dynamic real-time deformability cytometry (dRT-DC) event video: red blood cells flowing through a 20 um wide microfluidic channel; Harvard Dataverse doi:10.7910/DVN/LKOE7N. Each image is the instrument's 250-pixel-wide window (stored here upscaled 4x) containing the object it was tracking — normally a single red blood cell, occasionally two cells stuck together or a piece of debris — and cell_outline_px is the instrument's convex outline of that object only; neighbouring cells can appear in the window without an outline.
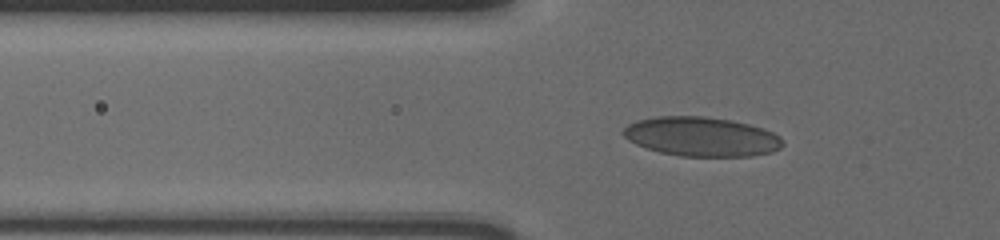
{"species": "human", "species_latin": "Homo sapiens", "temperature_condition": "cold", "stored_images_in_passage": 40, "camera_frame_rate_fps": 3000, "um_per_image_px": 0.085, "donor": {"sex": "male"}, "frame": {"image": 1, "passage_image": 3, "time_ms": 0.667, "image_size_px": [1000, 240], "cell_outline_px": [[784, 144], [780, 148], [772, 152], [752, 156], [680, 156], [660, 152], [636, 144], [628, 140], [620, 132], [628, 124], [636, 120], [656, 116], [704, 116], [728, 120], [748, 124], [764, 128], [780, 136]], "centroid_in_image_um": [59.61, 11.61], "position_along_channel_um": 66.2, "area_um2": 36.59}}
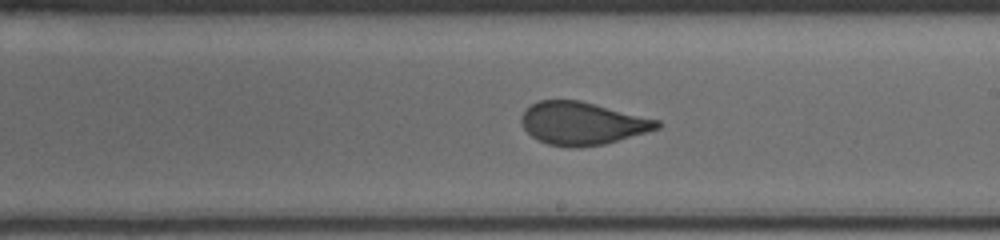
{"frame": {"image": 2, "passage_image": 18, "time_ms": 5.667, "image_size_px": [1000, 240], "cell_outline_px": [[664, 124], [660, 128], [604, 144], [580, 148], [572, 148], [548, 144], [532, 136], [524, 128], [520, 120], [520, 116], [524, 108], [540, 100], [580, 100], [660, 120]], "centroid_in_image_um": [49.49, 10.48], "position_along_channel_um": 239.5, "area_um2": 33.99}}
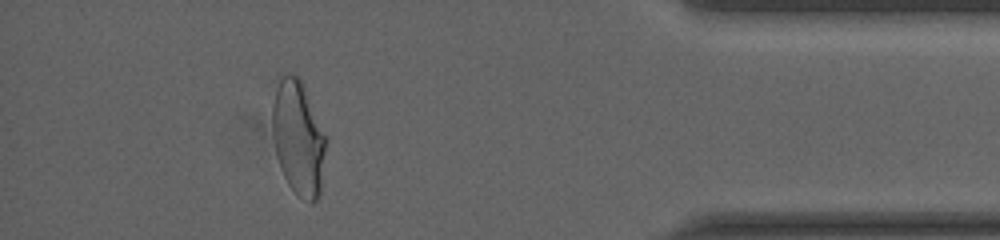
{"frame": {"image": 3, "passage_image": 35, "time_ms": 11.333, "image_size_px": [1000, 240], "cell_outline_px": [[324, 152], [320, 192], [316, 200], [312, 204], [300, 196], [288, 184], [280, 168], [276, 152], [272, 132], [272, 104], [276, 76], [296, 76], [300, 80], [304, 88], [324, 136]], "centroid_in_image_um": [25.29, 11.71], "position_along_channel_um": 409.9, "area_um2": 34.74}, "authors_computed_cell_mechanics": {"area_um2": 34.5355, "velocity_mm_per_s": 3.6186, "shape_relaxation_time_tau1_ms": 7.2912, "shape_relaxation_time_tau2_ms": null, "deformation_change_tau1": 0.1577, "deformation_change_tau2": null}}